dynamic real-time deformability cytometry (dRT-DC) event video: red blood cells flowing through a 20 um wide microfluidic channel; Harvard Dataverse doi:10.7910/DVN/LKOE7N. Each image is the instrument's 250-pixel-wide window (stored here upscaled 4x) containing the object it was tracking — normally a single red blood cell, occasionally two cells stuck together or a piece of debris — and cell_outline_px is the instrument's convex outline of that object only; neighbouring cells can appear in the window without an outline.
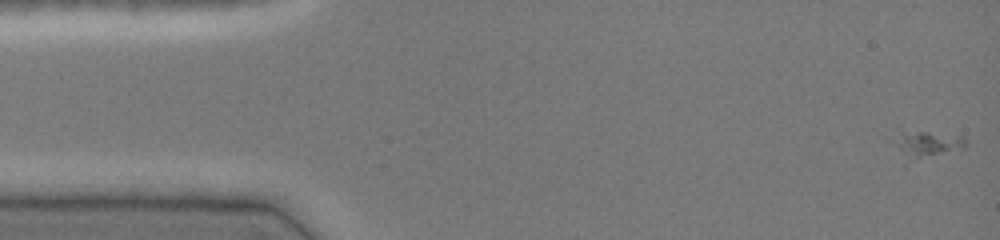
{"species": "common noctule bat (a hibernating species)", "species_latin": "Nyctalus noctula", "temperature_condition": "cold", "stored_images_in_passage": 38, "camera_frame_rate_fps": 3000, "um_per_image_px": 0.085, "animal": {"sex": "female", "body_mass_g": 19.0, "forearm_length_mm": 51.5}, "frame": {"image": 1, "passage_image": 1, "time_ms": 0.0, "image_size_px": [1000, 240], "cell_outline_px": [[968, 144], [964, 148], [904, 164], [888, 140], [900, 124], [960, 136], [968, 140]], "centroid_in_image_um": [78.49, 12.17], "position_along_channel_um": 6.5, "area_um2": 13.64}}
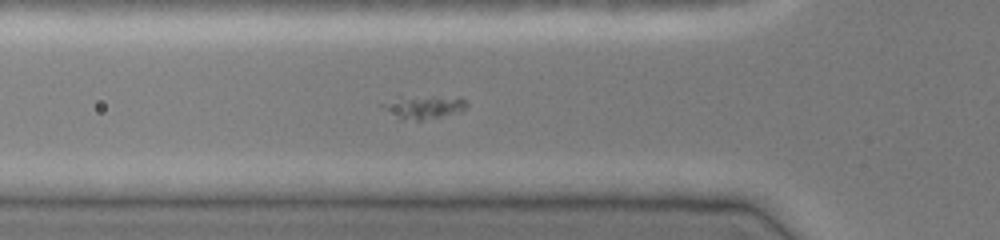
{"frame": {"image": 2, "passage_image": 16, "time_ms": 5.0, "image_size_px": [1000, 240], "cell_outline_px": [[468, 104], [460, 112], [420, 120], [416, 120], [400, 116], [380, 104], [400, 96], [460, 96]], "centroid_in_image_um": [36.15, 9.03], "position_along_channel_um": 89.7, "area_um2": 10.92}}
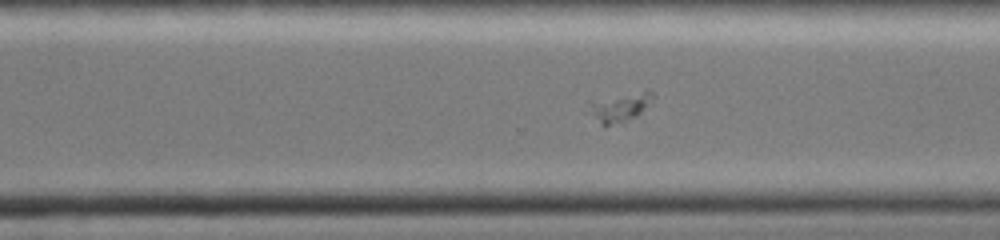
{"frame": {"image": 3, "passage_image": 33, "time_ms": 10.667, "image_size_px": [1000, 240], "cell_outline_px": [[652, 96], [640, 112], [636, 116], [624, 124], [600, 124], [584, 112], [588, 100], [644, 92], [652, 92]], "centroid_in_image_um": [52.46, 9.18], "position_along_channel_um": 318.1, "area_um2": 10.64}}